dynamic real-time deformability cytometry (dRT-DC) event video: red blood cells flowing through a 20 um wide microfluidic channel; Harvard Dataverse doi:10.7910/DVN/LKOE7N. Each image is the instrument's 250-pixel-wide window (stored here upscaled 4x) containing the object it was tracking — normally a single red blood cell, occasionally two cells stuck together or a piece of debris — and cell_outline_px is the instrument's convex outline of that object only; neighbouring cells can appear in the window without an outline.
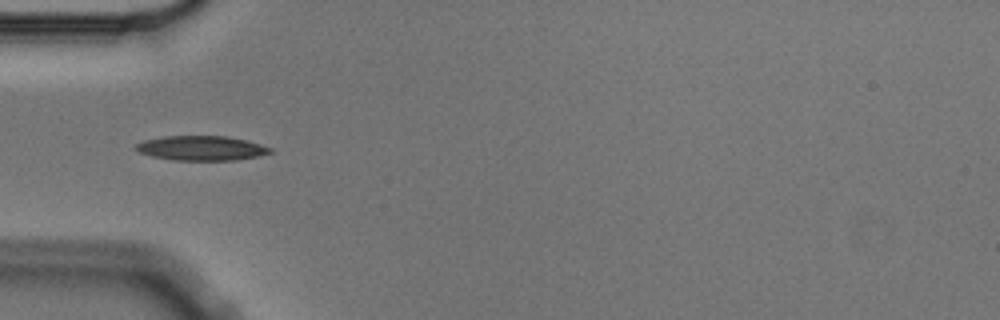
{"species": "Egyptian fruit bat (a non-hibernating species)", "species_latin": "Rousettus aegyptiacus", "temperature_condition": "cold", "stored_images_in_passage": 5, "camera_frame_rate_fps": 3000, "um_per_image_px": 0.085, "animal": {"sex": "male"}, "frame": {"image": 1, "passage_image": 4, "time_ms": 1.0, "image_size_px": [1000, 320], "cell_outline_px": [[272, 152], [260, 156], [236, 160], [172, 160], [152, 156], [140, 152], [132, 148], [136, 144], [144, 140], [164, 136], [228, 136], [248, 140], [272, 148]], "centroid_in_image_um": [17.13, 12.59], "position_along_channel_um": 67.9, "area_um2": 19.42}}
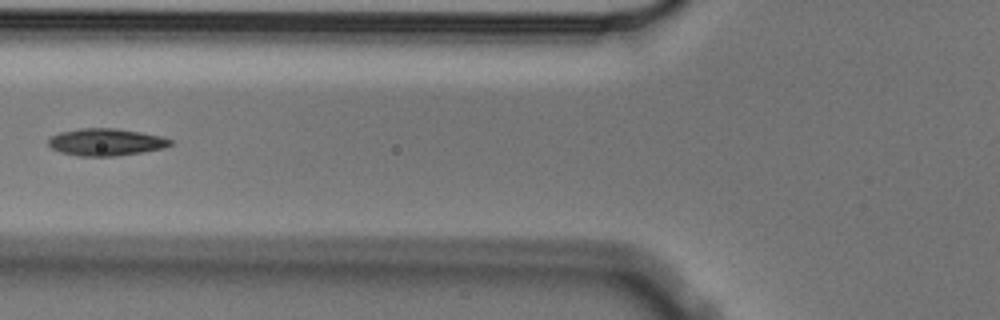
{"frame": {"image": 2, "passage_image": 5, "time_ms": 1.333, "image_size_px": [1000, 320], "cell_outline_px": [[172, 144], [164, 148], [116, 156], [80, 156], [60, 152], [52, 148], [48, 144], [48, 140], [52, 136], [60, 132], [80, 128], [116, 128], [140, 132], [160, 136], [172, 140]], "centroid_in_image_um": [8.99, 12.07], "position_along_channel_um": 116.8, "area_um2": 19.19}}